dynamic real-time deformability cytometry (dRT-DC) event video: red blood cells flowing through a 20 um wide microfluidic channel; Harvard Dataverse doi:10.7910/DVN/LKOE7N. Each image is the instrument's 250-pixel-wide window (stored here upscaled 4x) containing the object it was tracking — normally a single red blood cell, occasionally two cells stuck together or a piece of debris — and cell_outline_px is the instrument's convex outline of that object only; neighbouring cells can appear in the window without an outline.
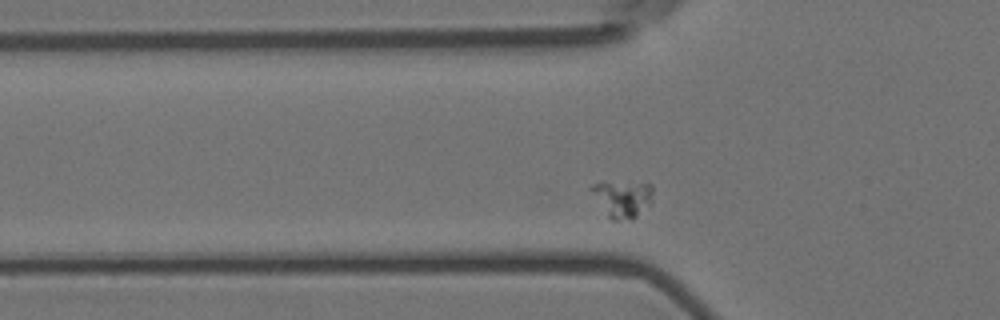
{"species": "Egyptian fruit bat (a non-hibernating species)", "species_latin": "Rousettus aegyptiacus", "temperature_condition": "room temperature", "stored_images_in_passage": 35, "camera_frame_rate_fps": 3000, "um_per_image_px": 0.085, "animal": {"sex": "female"}, "frame": {"image": 1, "passage_image": 4, "time_ms": 1.0, "image_size_px": [1000, 320], "cell_outline_px": [[652, 192], [648, 204], [632, 220], [612, 220], [608, 216], [588, 188], [592, 184], [652, 184]], "centroid_in_image_um": [52.88, 16.93], "position_along_channel_um": 72.9, "area_um2": 12.37}}
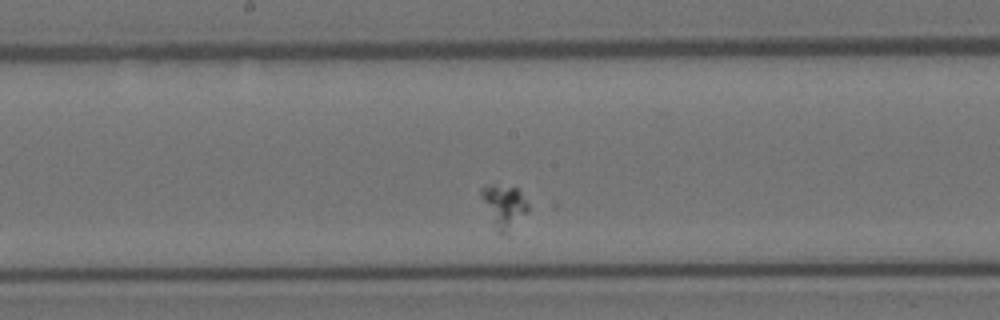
{"frame": {"image": 2, "passage_image": 16, "time_ms": 5.0, "image_size_px": [1000, 320], "cell_outline_px": [[528, 212], [504, 236], [496, 228], [480, 196], [480, 188], [492, 184], [516, 188], [520, 192], [528, 204]], "centroid_in_image_um": [42.84, 17.52], "position_along_channel_um": 205.4, "area_um2": 11.44}}
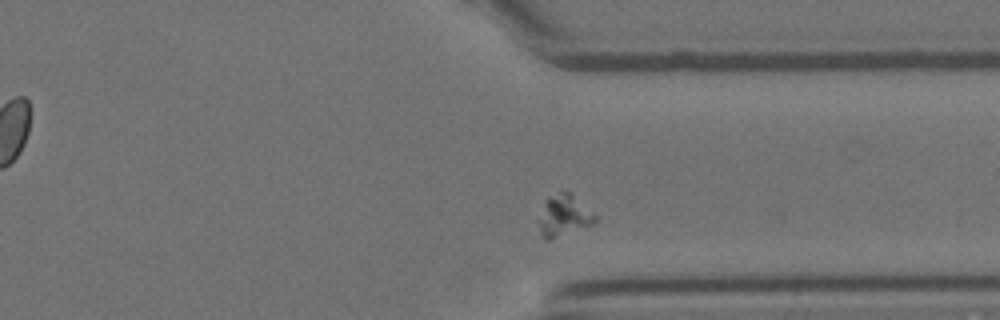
{"frame": {"image": 3, "passage_image": 30, "time_ms": 9.667, "image_size_px": [1000, 320], "cell_outline_px": [[596, 220], [592, 224], [548, 240], [540, 232], [540, 220], [544, 200], [548, 196], [560, 192], [568, 192], [596, 216]], "centroid_in_image_um": [47.91, 18.32], "position_along_channel_um": 363.5, "area_um2": 12.83}}